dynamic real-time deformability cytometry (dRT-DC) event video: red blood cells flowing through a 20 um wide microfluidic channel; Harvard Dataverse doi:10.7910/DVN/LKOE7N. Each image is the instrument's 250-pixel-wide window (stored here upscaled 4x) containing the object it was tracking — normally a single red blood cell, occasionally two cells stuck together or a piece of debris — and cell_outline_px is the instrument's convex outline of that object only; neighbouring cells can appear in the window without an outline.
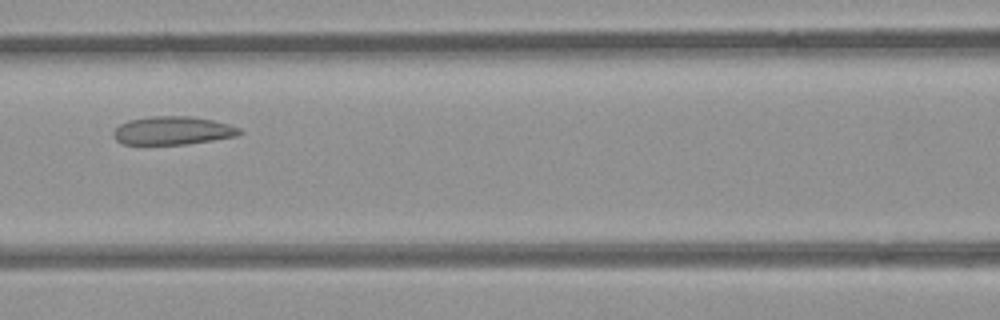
{"species": "common noctule bat (a hibernating species)", "species_latin": "Nyctalus noctula", "temperature_condition": "room temperature", "stored_images_in_passage": 4, "segment_of_instrument_passage": [1, 2], "camera_frame_rate_fps": 3000, "um_per_image_px": 0.085, "animal": {"sex": "female", "body_mass_g": 21.9}, "frame": {"image": 1, "passage_image": 3, "time_ms": 2.333, "image_size_px": [1000, 320], "cell_outline_px": [[244, 132], [240, 136], [188, 144], [124, 144], [116, 140], [112, 136], [112, 132], [120, 124], [128, 120], [148, 116], [188, 116], [212, 120], [228, 124], [240, 128]], "centroid_in_image_um": [14.7, 11.1], "position_along_channel_um": 151.9, "area_um2": 20.98}}